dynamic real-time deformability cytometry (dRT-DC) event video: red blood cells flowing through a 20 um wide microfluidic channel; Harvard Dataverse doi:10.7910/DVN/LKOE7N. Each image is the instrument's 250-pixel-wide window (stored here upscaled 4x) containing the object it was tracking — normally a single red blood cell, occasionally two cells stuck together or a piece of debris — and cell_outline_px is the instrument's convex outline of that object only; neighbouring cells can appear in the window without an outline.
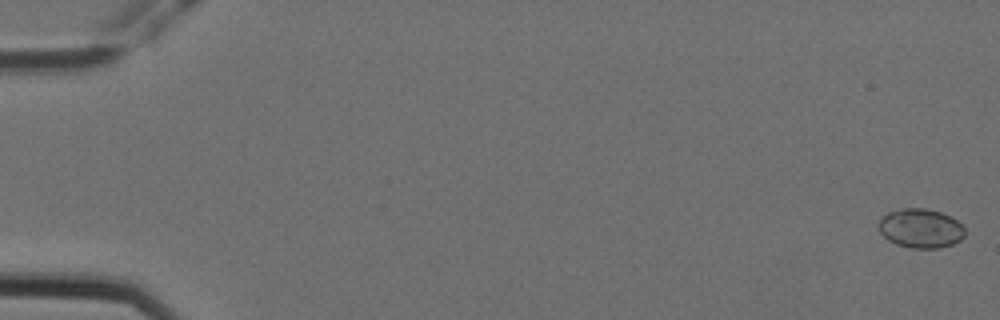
{"species": "Egyptian fruit bat (a non-hibernating species)", "species_latin": "Rousettus aegyptiacus", "temperature_condition": "cold", "stored_images_in_passage": 8, "camera_frame_rate_fps": 3000, "um_per_image_px": 0.085, "animal": {"sex": "female"}, "frame": {"image": 1, "passage_image": 1, "time_ms": 0.0, "image_size_px": [1000, 320], "cell_outline_px": [[964, 236], [960, 240], [952, 244], [940, 248], [912, 248], [896, 244], [888, 240], [880, 232], [880, 220], [888, 212], [900, 208], [924, 208], [940, 212], [956, 220], [964, 228]], "centroid_in_image_um": [78.25, 19.41], "position_along_channel_um": 6.7, "area_um2": 19.48}}
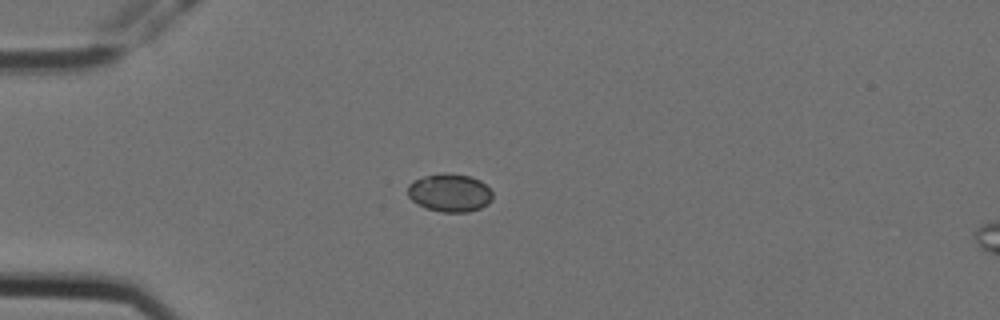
{"frame": {"image": 2, "passage_image": 5, "time_ms": 1.333, "image_size_px": [1000, 320], "cell_outline_px": [[492, 200], [488, 204], [480, 208], [468, 212], [440, 212], [424, 208], [416, 204], [408, 196], [408, 184], [412, 180], [424, 176], [444, 172], [448, 172], [472, 176], [480, 180], [492, 192]], "centroid_in_image_um": [38.2, 16.38], "position_along_channel_um": 46.8, "area_um2": 19.19}}